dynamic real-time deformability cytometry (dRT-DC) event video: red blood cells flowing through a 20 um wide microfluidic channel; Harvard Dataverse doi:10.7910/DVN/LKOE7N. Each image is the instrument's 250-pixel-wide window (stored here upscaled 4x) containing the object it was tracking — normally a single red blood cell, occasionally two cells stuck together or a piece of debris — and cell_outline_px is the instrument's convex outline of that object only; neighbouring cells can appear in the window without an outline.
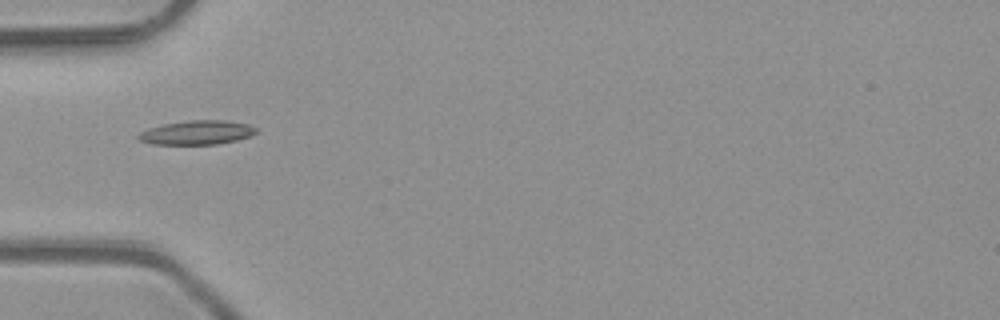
{"species": "common noctule bat (a hibernating species)", "species_latin": "Nyctalus noctula", "temperature_condition": "room temperature", "stored_images_in_passage": 29, "camera_frame_rate_fps": 3000, "um_per_image_px": 0.085, "animal": {"sex": "male", "body_mass_g": 23.1, "forearm_length_mm": 52.7}, "frame": {"image": 1, "passage_image": 1, "time_ms": 0.0, "image_size_px": [1000, 320], "cell_outline_px": [[256, 132], [252, 136], [236, 140], [216, 144], [152, 144], [140, 140], [136, 136], [140, 132], [148, 128], [164, 124], [188, 120], [224, 120], [248, 124], [256, 128]], "centroid_in_image_um": [16.73, 11.26], "position_along_channel_um": 68.3, "area_um2": 16.47}}
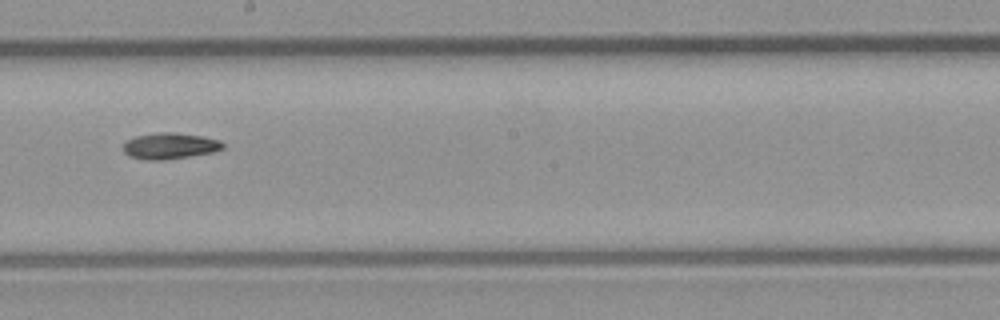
{"frame": {"image": 2, "passage_image": 13, "time_ms": 4.0, "image_size_px": [1000, 320], "cell_outline_px": [[224, 148], [212, 152], [164, 160], [148, 160], [128, 156], [124, 152], [124, 144], [128, 140], [136, 136], [160, 132], [172, 132], [200, 136], [220, 140], [224, 144]], "centroid_in_image_um": [14.43, 12.4], "position_along_channel_um": 233.8, "area_um2": 14.97}}
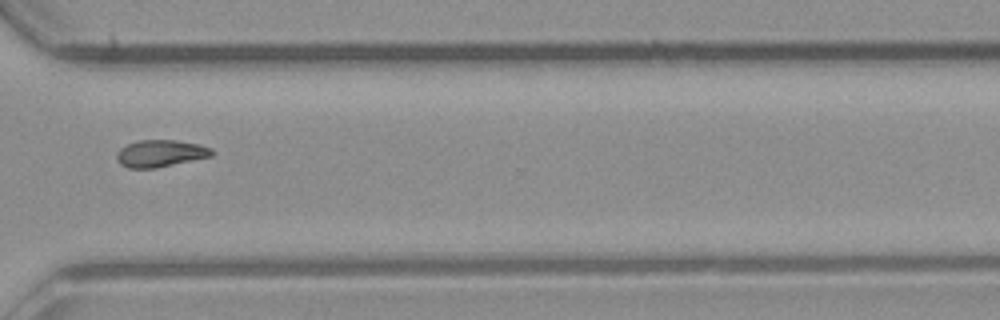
{"frame": {"image": 3, "passage_image": 22, "time_ms": 7.0, "image_size_px": [1000, 320], "cell_outline_px": [[212, 156], [156, 168], [128, 168], [120, 164], [116, 160], [116, 152], [120, 148], [128, 144], [140, 140], [176, 140], [200, 144], [212, 148]], "centroid_in_image_um": [13.62, 13.04], "position_along_channel_um": 357.0, "area_um2": 15.03}, "authors_computed_cell_mechanics": {"area_um2": 14.9124, "velocity_mm_per_s": 4.1113, "shape_relaxation_time_tau1_ms": 6.6364, "shape_relaxation_time_tau2_ms": 9.5115, "deformation_change_tau1": 0.1646, "deformation_change_tau2": 0.1463}}